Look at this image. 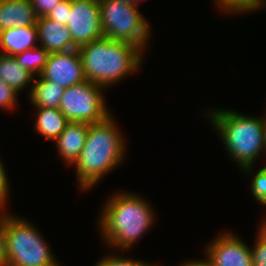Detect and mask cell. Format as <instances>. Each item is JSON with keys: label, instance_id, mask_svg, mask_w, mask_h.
<instances>
[{"label": "cell", "instance_id": "cell-21", "mask_svg": "<svg viewBox=\"0 0 266 266\" xmlns=\"http://www.w3.org/2000/svg\"><path fill=\"white\" fill-rule=\"evenodd\" d=\"M99 260L94 266H157L156 264L153 265V263L151 264L144 260H137L131 257L127 258L118 254H108V256L106 255Z\"/></svg>", "mask_w": 266, "mask_h": 266}, {"label": "cell", "instance_id": "cell-2", "mask_svg": "<svg viewBox=\"0 0 266 266\" xmlns=\"http://www.w3.org/2000/svg\"><path fill=\"white\" fill-rule=\"evenodd\" d=\"M112 116L113 114L101 122L89 124L81 155L73 165L79 191L94 189L106 174L118 168L125 160L127 141Z\"/></svg>", "mask_w": 266, "mask_h": 266}, {"label": "cell", "instance_id": "cell-11", "mask_svg": "<svg viewBox=\"0 0 266 266\" xmlns=\"http://www.w3.org/2000/svg\"><path fill=\"white\" fill-rule=\"evenodd\" d=\"M38 30V44L49 54L67 52L76 47L69 29L59 22L39 17L36 23Z\"/></svg>", "mask_w": 266, "mask_h": 266}, {"label": "cell", "instance_id": "cell-18", "mask_svg": "<svg viewBox=\"0 0 266 266\" xmlns=\"http://www.w3.org/2000/svg\"><path fill=\"white\" fill-rule=\"evenodd\" d=\"M49 53L41 46L29 49L15 56L18 64L35 77L39 76L47 63Z\"/></svg>", "mask_w": 266, "mask_h": 266}, {"label": "cell", "instance_id": "cell-24", "mask_svg": "<svg viewBox=\"0 0 266 266\" xmlns=\"http://www.w3.org/2000/svg\"><path fill=\"white\" fill-rule=\"evenodd\" d=\"M69 12H71V0H63L57 4L45 17L49 20L65 25L68 23Z\"/></svg>", "mask_w": 266, "mask_h": 266}, {"label": "cell", "instance_id": "cell-6", "mask_svg": "<svg viewBox=\"0 0 266 266\" xmlns=\"http://www.w3.org/2000/svg\"><path fill=\"white\" fill-rule=\"evenodd\" d=\"M100 25L105 38L131 42L145 51L152 31L139 7L119 0H99Z\"/></svg>", "mask_w": 266, "mask_h": 266}, {"label": "cell", "instance_id": "cell-26", "mask_svg": "<svg viewBox=\"0 0 266 266\" xmlns=\"http://www.w3.org/2000/svg\"><path fill=\"white\" fill-rule=\"evenodd\" d=\"M36 15L45 17L57 4L63 0H30Z\"/></svg>", "mask_w": 266, "mask_h": 266}, {"label": "cell", "instance_id": "cell-27", "mask_svg": "<svg viewBox=\"0 0 266 266\" xmlns=\"http://www.w3.org/2000/svg\"><path fill=\"white\" fill-rule=\"evenodd\" d=\"M8 257L5 241V213H0V266H7Z\"/></svg>", "mask_w": 266, "mask_h": 266}, {"label": "cell", "instance_id": "cell-30", "mask_svg": "<svg viewBox=\"0 0 266 266\" xmlns=\"http://www.w3.org/2000/svg\"><path fill=\"white\" fill-rule=\"evenodd\" d=\"M123 3H127V4H132L135 6H139L138 4H140L139 2H142L141 0H119Z\"/></svg>", "mask_w": 266, "mask_h": 266}, {"label": "cell", "instance_id": "cell-3", "mask_svg": "<svg viewBox=\"0 0 266 266\" xmlns=\"http://www.w3.org/2000/svg\"><path fill=\"white\" fill-rule=\"evenodd\" d=\"M86 80L102 86L116 85L143 64V50L127 41L101 38L78 48Z\"/></svg>", "mask_w": 266, "mask_h": 266}, {"label": "cell", "instance_id": "cell-17", "mask_svg": "<svg viewBox=\"0 0 266 266\" xmlns=\"http://www.w3.org/2000/svg\"><path fill=\"white\" fill-rule=\"evenodd\" d=\"M35 111L37 112L34 130L45 139L55 141L64 131L69 120L57 108H35Z\"/></svg>", "mask_w": 266, "mask_h": 266}, {"label": "cell", "instance_id": "cell-28", "mask_svg": "<svg viewBox=\"0 0 266 266\" xmlns=\"http://www.w3.org/2000/svg\"><path fill=\"white\" fill-rule=\"evenodd\" d=\"M180 266H209L203 259L202 260H188L184 261L182 264H179Z\"/></svg>", "mask_w": 266, "mask_h": 266}, {"label": "cell", "instance_id": "cell-32", "mask_svg": "<svg viewBox=\"0 0 266 266\" xmlns=\"http://www.w3.org/2000/svg\"><path fill=\"white\" fill-rule=\"evenodd\" d=\"M264 7L266 8V0H264L263 9H264Z\"/></svg>", "mask_w": 266, "mask_h": 266}, {"label": "cell", "instance_id": "cell-20", "mask_svg": "<svg viewBox=\"0 0 266 266\" xmlns=\"http://www.w3.org/2000/svg\"><path fill=\"white\" fill-rule=\"evenodd\" d=\"M253 168L255 165L246 166L241 169V172L245 173L246 176L251 174V194L255 201L266 206V165L256 172Z\"/></svg>", "mask_w": 266, "mask_h": 266}, {"label": "cell", "instance_id": "cell-12", "mask_svg": "<svg viewBox=\"0 0 266 266\" xmlns=\"http://www.w3.org/2000/svg\"><path fill=\"white\" fill-rule=\"evenodd\" d=\"M89 124L85 122H69L64 131L55 140L60 158L66 165H74L84 147Z\"/></svg>", "mask_w": 266, "mask_h": 266}, {"label": "cell", "instance_id": "cell-22", "mask_svg": "<svg viewBox=\"0 0 266 266\" xmlns=\"http://www.w3.org/2000/svg\"><path fill=\"white\" fill-rule=\"evenodd\" d=\"M18 93L0 79V110H13L18 106Z\"/></svg>", "mask_w": 266, "mask_h": 266}, {"label": "cell", "instance_id": "cell-5", "mask_svg": "<svg viewBox=\"0 0 266 266\" xmlns=\"http://www.w3.org/2000/svg\"><path fill=\"white\" fill-rule=\"evenodd\" d=\"M5 212L7 266H61L32 222Z\"/></svg>", "mask_w": 266, "mask_h": 266}, {"label": "cell", "instance_id": "cell-23", "mask_svg": "<svg viewBox=\"0 0 266 266\" xmlns=\"http://www.w3.org/2000/svg\"><path fill=\"white\" fill-rule=\"evenodd\" d=\"M254 245L250 248L253 266H266V238L259 232Z\"/></svg>", "mask_w": 266, "mask_h": 266}, {"label": "cell", "instance_id": "cell-25", "mask_svg": "<svg viewBox=\"0 0 266 266\" xmlns=\"http://www.w3.org/2000/svg\"><path fill=\"white\" fill-rule=\"evenodd\" d=\"M7 179L8 177L4 163H2V160L0 159V213L9 212L5 209V206L8 205V197L10 196L9 181Z\"/></svg>", "mask_w": 266, "mask_h": 266}, {"label": "cell", "instance_id": "cell-7", "mask_svg": "<svg viewBox=\"0 0 266 266\" xmlns=\"http://www.w3.org/2000/svg\"><path fill=\"white\" fill-rule=\"evenodd\" d=\"M104 90L88 80L65 88L59 110L69 122H101L112 114L107 107Z\"/></svg>", "mask_w": 266, "mask_h": 266}, {"label": "cell", "instance_id": "cell-10", "mask_svg": "<svg viewBox=\"0 0 266 266\" xmlns=\"http://www.w3.org/2000/svg\"><path fill=\"white\" fill-rule=\"evenodd\" d=\"M46 81L68 88L86 80L78 48L67 52L50 53L39 75Z\"/></svg>", "mask_w": 266, "mask_h": 266}, {"label": "cell", "instance_id": "cell-15", "mask_svg": "<svg viewBox=\"0 0 266 266\" xmlns=\"http://www.w3.org/2000/svg\"><path fill=\"white\" fill-rule=\"evenodd\" d=\"M34 78V75L18 64L15 56L0 54V79L12 87L16 93L19 94L25 88L31 91Z\"/></svg>", "mask_w": 266, "mask_h": 266}, {"label": "cell", "instance_id": "cell-9", "mask_svg": "<svg viewBox=\"0 0 266 266\" xmlns=\"http://www.w3.org/2000/svg\"><path fill=\"white\" fill-rule=\"evenodd\" d=\"M209 266H253L250 247L233 232H222L204 248Z\"/></svg>", "mask_w": 266, "mask_h": 266}, {"label": "cell", "instance_id": "cell-4", "mask_svg": "<svg viewBox=\"0 0 266 266\" xmlns=\"http://www.w3.org/2000/svg\"><path fill=\"white\" fill-rule=\"evenodd\" d=\"M209 110L208 120L224 148L239 168L254 166L265 153V116H248L235 110Z\"/></svg>", "mask_w": 266, "mask_h": 266}, {"label": "cell", "instance_id": "cell-13", "mask_svg": "<svg viewBox=\"0 0 266 266\" xmlns=\"http://www.w3.org/2000/svg\"><path fill=\"white\" fill-rule=\"evenodd\" d=\"M37 20L30 0H0V31L33 26Z\"/></svg>", "mask_w": 266, "mask_h": 266}, {"label": "cell", "instance_id": "cell-1", "mask_svg": "<svg viewBox=\"0 0 266 266\" xmlns=\"http://www.w3.org/2000/svg\"><path fill=\"white\" fill-rule=\"evenodd\" d=\"M141 196L131 191L116 192L102 205L99 233L110 249L116 248L115 253L133 248L157 219L154 208Z\"/></svg>", "mask_w": 266, "mask_h": 266}, {"label": "cell", "instance_id": "cell-29", "mask_svg": "<svg viewBox=\"0 0 266 266\" xmlns=\"http://www.w3.org/2000/svg\"><path fill=\"white\" fill-rule=\"evenodd\" d=\"M258 226L259 228L257 231L266 238V217Z\"/></svg>", "mask_w": 266, "mask_h": 266}, {"label": "cell", "instance_id": "cell-8", "mask_svg": "<svg viewBox=\"0 0 266 266\" xmlns=\"http://www.w3.org/2000/svg\"><path fill=\"white\" fill-rule=\"evenodd\" d=\"M66 27L76 48L103 38L99 0H71Z\"/></svg>", "mask_w": 266, "mask_h": 266}, {"label": "cell", "instance_id": "cell-31", "mask_svg": "<svg viewBox=\"0 0 266 266\" xmlns=\"http://www.w3.org/2000/svg\"><path fill=\"white\" fill-rule=\"evenodd\" d=\"M265 140H266V114H265ZM266 156V141H265V154Z\"/></svg>", "mask_w": 266, "mask_h": 266}, {"label": "cell", "instance_id": "cell-19", "mask_svg": "<svg viewBox=\"0 0 266 266\" xmlns=\"http://www.w3.org/2000/svg\"><path fill=\"white\" fill-rule=\"evenodd\" d=\"M215 8L224 14H244L263 9L264 0H214Z\"/></svg>", "mask_w": 266, "mask_h": 266}, {"label": "cell", "instance_id": "cell-14", "mask_svg": "<svg viewBox=\"0 0 266 266\" xmlns=\"http://www.w3.org/2000/svg\"><path fill=\"white\" fill-rule=\"evenodd\" d=\"M37 26L8 28L0 31V54L16 56L39 46Z\"/></svg>", "mask_w": 266, "mask_h": 266}, {"label": "cell", "instance_id": "cell-16", "mask_svg": "<svg viewBox=\"0 0 266 266\" xmlns=\"http://www.w3.org/2000/svg\"><path fill=\"white\" fill-rule=\"evenodd\" d=\"M63 92L64 88L59 84H54L37 76L34 78L31 91L28 92V99L34 108L59 109Z\"/></svg>", "mask_w": 266, "mask_h": 266}]
</instances>
